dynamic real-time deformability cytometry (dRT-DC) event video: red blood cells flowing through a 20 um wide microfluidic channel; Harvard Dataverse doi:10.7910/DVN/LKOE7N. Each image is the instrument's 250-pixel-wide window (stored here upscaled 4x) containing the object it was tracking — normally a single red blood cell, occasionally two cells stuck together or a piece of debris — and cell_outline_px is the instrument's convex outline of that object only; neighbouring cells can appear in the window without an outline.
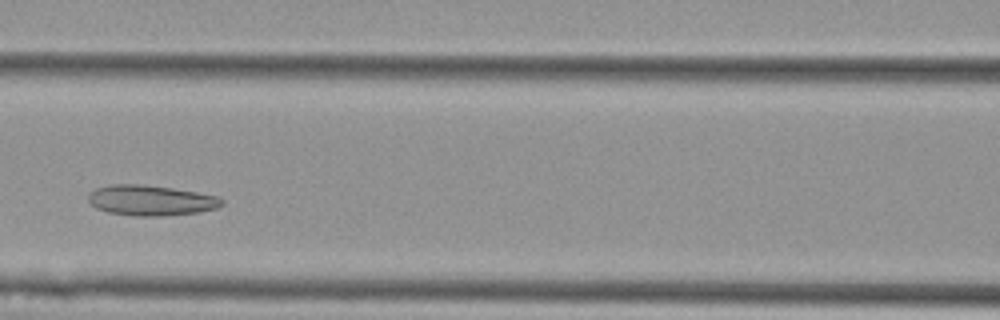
{"species": "Egyptian fruit bat (a non-hibernating species)", "species_latin": "Rousettus aegyptiacus", "temperature_condition": "cold", "stored_images_in_passage": 7, "camera_frame_rate_fps": 3000, "um_per_image_px": 0.085, "animal": {"sex": "female"}, "frame": {"image": 1, "passage_image": 4, "time_ms": 1.0, "image_size_px": [1000, 320], "cell_outline_px": [[224, 204], [216, 208], [200, 212], [164, 216], [136, 216], [108, 212], [96, 208], [88, 200], [88, 196], [96, 188], [112, 184], [140, 184], [172, 188], [196, 192], [216, 196], [224, 200]], "centroid_in_image_um": [12.84, 17.03], "position_along_channel_um": 153.8, "area_um2": 23.58}}
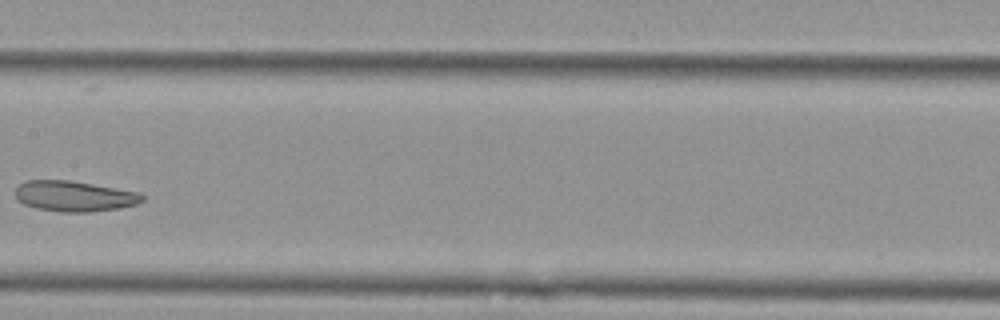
{"frame": {"image": 2, "passage_image": 5, "time_ms": 1.333, "image_size_px": [1000, 320], "cell_outline_px": [[144, 200], [136, 204], [120, 208], [88, 212], [60, 212], [36, 208], [24, 204], [16, 200], [16, 188], [24, 180], [68, 180], [140, 192], [144, 196]], "centroid_in_image_um": [6.31, 16.68], "position_along_channel_um": 201.1, "area_um2": 22.66}}
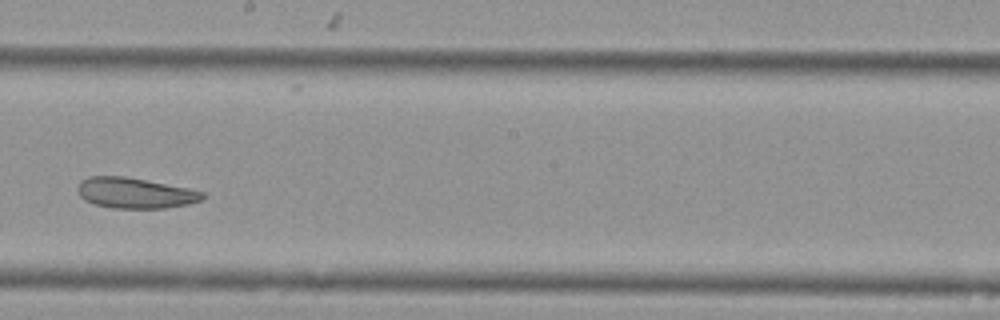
{"frame": {"image": 3, "passage_image": 6, "time_ms": 1.667, "image_size_px": [1000, 320], "cell_outline_px": [[204, 196], [200, 200], [188, 204], [164, 208], [112, 208], [96, 204], [84, 200], [80, 196], [76, 188], [80, 180], [88, 176], [124, 176], [188, 188], [204, 192]], "centroid_in_image_um": [11.43, 16.4], "position_along_channel_um": 236.8, "area_um2": 22.2}}